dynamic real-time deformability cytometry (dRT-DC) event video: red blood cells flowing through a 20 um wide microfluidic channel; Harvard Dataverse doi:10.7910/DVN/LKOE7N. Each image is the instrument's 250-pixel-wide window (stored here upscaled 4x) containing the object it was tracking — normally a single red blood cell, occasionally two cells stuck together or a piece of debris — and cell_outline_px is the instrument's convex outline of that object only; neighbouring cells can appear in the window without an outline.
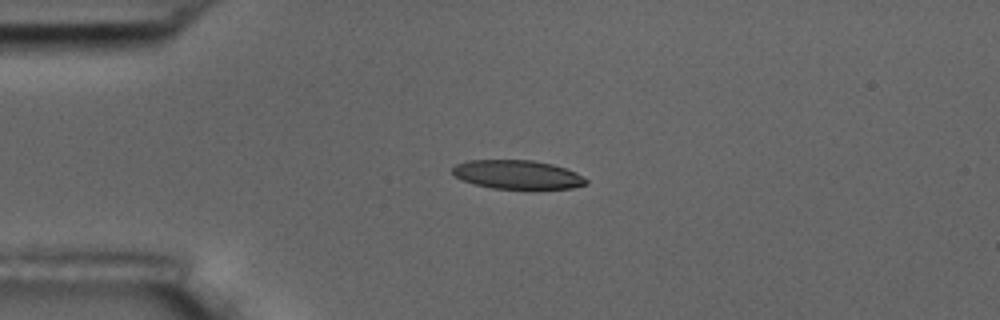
{"species": "common noctule bat (a hibernating species)", "species_latin": "Nyctalus noctula", "temperature_condition": "room temperature", "stored_images_in_passage": 4, "camera_frame_rate_fps": 3000, "um_per_image_px": 0.085, "animal": {"sex": "male", "body_mass_g": 17.5, "forearm_length_mm": 52.3}, "frame": {"image": 1, "passage_image": 3, "time_ms": 3.333, "image_size_px": [1000, 320], "cell_outline_px": [[588, 184], [572, 188], [536, 192], [492, 188], [460, 180], [452, 172], [452, 168], [456, 164], [468, 160], [532, 160], [552, 164], [576, 172], [588, 180]], "centroid_in_image_um": [44.04, 14.89], "position_along_channel_um": 41.0, "area_um2": 23.41}}